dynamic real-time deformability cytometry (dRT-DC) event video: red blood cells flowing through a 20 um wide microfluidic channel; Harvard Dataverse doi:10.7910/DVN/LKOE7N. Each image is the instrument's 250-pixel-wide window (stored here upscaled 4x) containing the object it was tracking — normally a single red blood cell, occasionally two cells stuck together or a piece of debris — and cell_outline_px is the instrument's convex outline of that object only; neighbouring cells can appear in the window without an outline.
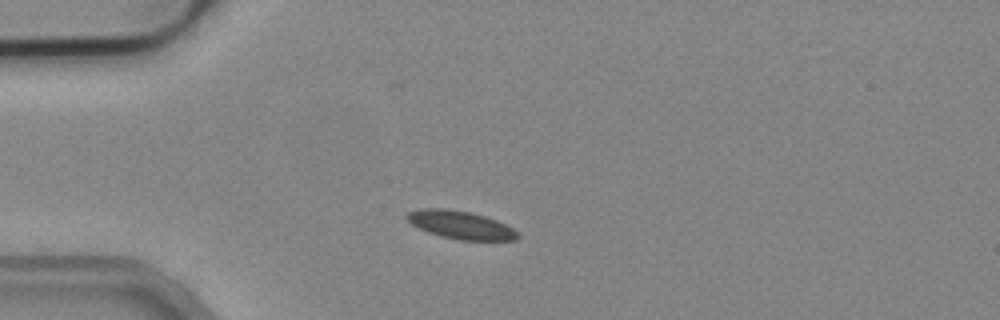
{"species": "common noctule bat (a hibernating species)", "species_latin": "Nyctalus noctula", "temperature_condition": "cold", "stored_images_in_passage": 12, "camera_frame_rate_fps": 3000, "um_per_image_px": 0.085, "animal": {"sex": "male", "body_mass_g": 19.2, "forearm_length_mm": 51.8}, "frame": {"image": 1, "passage_image": 7, "time_ms": 2.0, "image_size_px": [1000, 320], "cell_outline_px": [[520, 236], [516, 240], [460, 240], [440, 236], [428, 232], [412, 224], [404, 216], [408, 212], [424, 208], [444, 208], [468, 212], [484, 216], [496, 220], [512, 228]], "centroid_in_image_um": [39.13, 19.12], "position_along_channel_um": 45.9, "area_um2": 17.86}}